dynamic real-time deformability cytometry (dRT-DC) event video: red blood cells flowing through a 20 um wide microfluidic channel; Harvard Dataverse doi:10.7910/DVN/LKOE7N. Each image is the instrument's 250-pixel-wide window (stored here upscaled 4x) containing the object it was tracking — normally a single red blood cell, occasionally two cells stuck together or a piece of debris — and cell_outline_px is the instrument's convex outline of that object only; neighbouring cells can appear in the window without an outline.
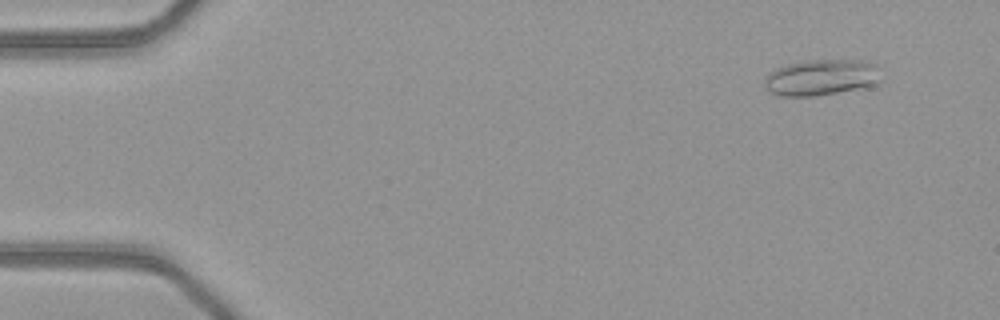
{"species": "common noctule bat (a hibernating species)", "species_latin": "Nyctalus noctula", "temperature_condition": "warm", "stored_images_in_passage": 51, "camera_frame_rate_fps": 3000, "um_per_image_px": 0.085, "animal": {"sex": "female", "body_mass_g": 21.9}, "frame": {"image": 1, "passage_image": 5, "time_ms": 1.333, "image_size_px": [1000, 320], "cell_outline_px": [[880, 80], [876, 84], [868, 88], [816, 96], [780, 96], [768, 92], [764, 88], [764, 80], [768, 72], [784, 64], [808, 60], [868, 60], [876, 64]], "centroid_in_image_um": [69.8, 6.59], "position_along_channel_um": 15.2, "area_um2": 25.14}}
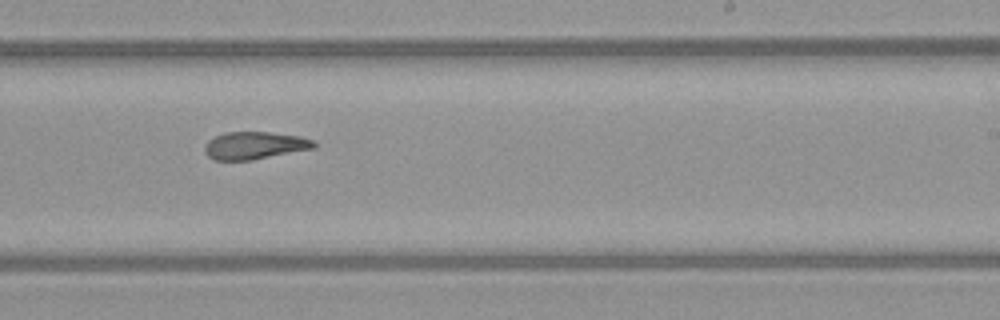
{"frame": {"image": 2, "passage_image": 32, "time_ms": 10.333, "image_size_px": [1000, 320], "cell_outline_px": [[316, 148], [252, 160], [212, 160], [204, 152], [204, 144], [208, 140], [224, 132], [268, 132], [300, 136], [316, 140]], "centroid_in_image_um": [21.65, 12.37], "position_along_channel_um": 267.4, "area_um2": 17.74}}
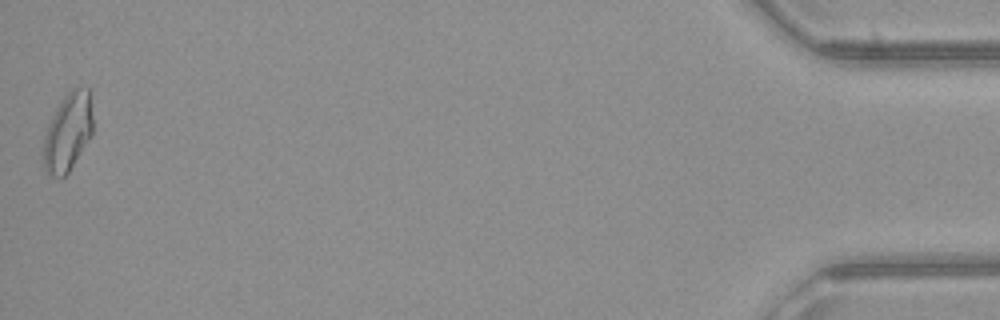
{"frame": {"image": 3, "passage_image": 51, "time_ms": 16.667, "image_size_px": [1000, 320], "cell_outline_px": [[92, 136], [68, 172], [64, 176], [52, 176], [44, 168], [44, 136], [48, 124], [56, 108], [64, 96], [72, 88], [88, 88], [92, 116]], "centroid_in_image_um": [5.77, 11.22], "position_along_channel_um": 429.4, "area_um2": 22.14}, "authors_computed_cell_mechanics": {"area_um2": 19.1896, "velocity_mm_per_s": 4.1002, "shape_relaxation_time_tau1_ms": null, "shape_relaxation_time_tau2_ms": 4.3252, "deformation_change_tau1": null, "deformation_change_tau2": 0.1455}}